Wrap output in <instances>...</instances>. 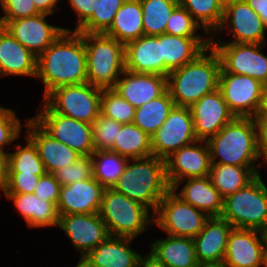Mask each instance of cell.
<instances>
[{"instance_id": "6da1fadb", "label": "cell", "mask_w": 267, "mask_h": 267, "mask_svg": "<svg viewBox=\"0 0 267 267\" xmlns=\"http://www.w3.org/2000/svg\"><path fill=\"white\" fill-rule=\"evenodd\" d=\"M84 33L64 30L37 57V74L44 84L43 98L53 89L64 85L88 82Z\"/></svg>"}, {"instance_id": "7a4b0ae2", "label": "cell", "mask_w": 267, "mask_h": 267, "mask_svg": "<svg viewBox=\"0 0 267 267\" xmlns=\"http://www.w3.org/2000/svg\"><path fill=\"white\" fill-rule=\"evenodd\" d=\"M220 70V57L210 45L194 61L171 71L167 90L175 105L190 108L205 94L218 89Z\"/></svg>"}, {"instance_id": "3957f363", "label": "cell", "mask_w": 267, "mask_h": 267, "mask_svg": "<svg viewBox=\"0 0 267 267\" xmlns=\"http://www.w3.org/2000/svg\"><path fill=\"white\" fill-rule=\"evenodd\" d=\"M112 188L143 204L154 214L159 202L171 189L166 178L165 160L154 155L128 159Z\"/></svg>"}, {"instance_id": "277c9868", "label": "cell", "mask_w": 267, "mask_h": 267, "mask_svg": "<svg viewBox=\"0 0 267 267\" xmlns=\"http://www.w3.org/2000/svg\"><path fill=\"white\" fill-rule=\"evenodd\" d=\"M206 142L211 163L262 167V162L256 166L259 155L254 118L235 117Z\"/></svg>"}, {"instance_id": "5b68a950", "label": "cell", "mask_w": 267, "mask_h": 267, "mask_svg": "<svg viewBox=\"0 0 267 267\" xmlns=\"http://www.w3.org/2000/svg\"><path fill=\"white\" fill-rule=\"evenodd\" d=\"M84 46L88 82L113 88L125 70V45L105 33H84Z\"/></svg>"}, {"instance_id": "8992f818", "label": "cell", "mask_w": 267, "mask_h": 267, "mask_svg": "<svg viewBox=\"0 0 267 267\" xmlns=\"http://www.w3.org/2000/svg\"><path fill=\"white\" fill-rule=\"evenodd\" d=\"M98 213L110 236L135 239L154 225L153 213L147 207L113 188L104 189Z\"/></svg>"}, {"instance_id": "52a82bcc", "label": "cell", "mask_w": 267, "mask_h": 267, "mask_svg": "<svg viewBox=\"0 0 267 267\" xmlns=\"http://www.w3.org/2000/svg\"><path fill=\"white\" fill-rule=\"evenodd\" d=\"M221 217L234 228L267 233V186L260 174L224 198Z\"/></svg>"}, {"instance_id": "ba28073f", "label": "cell", "mask_w": 267, "mask_h": 267, "mask_svg": "<svg viewBox=\"0 0 267 267\" xmlns=\"http://www.w3.org/2000/svg\"><path fill=\"white\" fill-rule=\"evenodd\" d=\"M102 88L89 82L64 85L50 91L43 102L54 112L93 124L100 115Z\"/></svg>"}, {"instance_id": "9c48e42d", "label": "cell", "mask_w": 267, "mask_h": 267, "mask_svg": "<svg viewBox=\"0 0 267 267\" xmlns=\"http://www.w3.org/2000/svg\"><path fill=\"white\" fill-rule=\"evenodd\" d=\"M209 218L206 213L183 201L170 189L153 214V224L168 235L193 239Z\"/></svg>"}, {"instance_id": "30bf717a", "label": "cell", "mask_w": 267, "mask_h": 267, "mask_svg": "<svg viewBox=\"0 0 267 267\" xmlns=\"http://www.w3.org/2000/svg\"><path fill=\"white\" fill-rule=\"evenodd\" d=\"M31 117L53 139L62 142L81 156H92L94 145L92 124L54 113L44 102Z\"/></svg>"}, {"instance_id": "8fae6325", "label": "cell", "mask_w": 267, "mask_h": 267, "mask_svg": "<svg viewBox=\"0 0 267 267\" xmlns=\"http://www.w3.org/2000/svg\"><path fill=\"white\" fill-rule=\"evenodd\" d=\"M218 53L221 67L228 73L247 75L267 84V56L261 51L264 44L210 43Z\"/></svg>"}, {"instance_id": "7c38bea8", "label": "cell", "mask_w": 267, "mask_h": 267, "mask_svg": "<svg viewBox=\"0 0 267 267\" xmlns=\"http://www.w3.org/2000/svg\"><path fill=\"white\" fill-rule=\"evenodd\" d=\"M230 29L233 40L216 39L223 29ZM267 26L259 15L245 0H234L224 8L222 24L216 31L219 35L211 37V43H257L266 44L265 33ZM221 32V33H220Z\"/></svg>"}, {"instance_id": "4fadbf2b", "label": "cell", "mask_w": 267, "mask_h": 267, "mask_svg": "<svg viewBox=\"0 0 267 267\" xmlns=\"http://www.w3.org/2000/svg\"><path fill=\"white\" fill-rule=\"evenodd\" d=\"M262 87L263 84L252 77L228 73L221 67L218 88L235 117H256Z\"/></svg>"}, {"instance_id": "5bb4252c", "label": "cell", "mask_w": 267, "mask_h": 267, "mask_svg": "<svg viewBox=\"0 0 267 267\" xmlns=\"http://www.w3.org/2000/svg\"><path fill=\"white\" fill-rule=\"evenodd\" d=\"M195 141L197 138L190 108L175 106L151 136L152 154L165 160L173 152Z\"/></svg>"}, {"instance_id": "9a60e30c", "label": "cell", "mask_w": 267, "mask_h": 267, "mask_svg": "<svg viewBox=\"0 0 267 267\" xmlns=\"http://www.w3.org/2000/svg\"><path fill=\"white\" fill-rule=\"evenodd\" d=\"M267 233L255 229L233 228L223 259L226 267H265Z\"/></svg>"}, {"instance_id": "2e32d148", "label": "cell", "mask_w": 267, "mask_h": 267, "mask_svg": "<svg viewBox=\"0 0 267 267\" xmlns=\"http://www.w3.org/2000/svg\"><path fill=\"white\" fill-rule=\"evenodd\" d=\"M210 165L207 142L197 140L181 147L165 159L167 182L171 188L180 180L208 176Z\"/></svg>"}, {"instance_id": "e0dca14e", "label": "cell", "mask_w": 267, "mask_h": 267, "mask_svg": "<svg viewBox=\"0 0 267 267\" xmlns=\"http://www.w3.org/2000/svg\"><path fill=\"white\" fill-rule=\"evenodd\" d=\"M58 228L79 250L80 259L110 236L99 213L59 215Z\"/></svg>"}, {"instance_id": "ac0fdd59", "label": "cell", "mask_w": 267, "mask_h": 267, "mask_svg": "<svg viewBox=\"0 0 267 267\" xmlns=\"http://www.w3.org/2000/svg\"><path fill=\"white\" fill-rule=\"evenodd\" d=\"M40 13L35 16L8 21L3 27L37 57L43 53L64 30L69 28L50 25Z\"/></svg>"}, {"instance_id": "d6986e66", "label": "cell", "mask_w": 267, "mask_h": 267, "mask_svg": "<svg viewBox=\"0 0 267 267\" xmlns=\"http://www.w3.org/2000/svg\"><path fill=\"white\" fill-rule=\"evenodd\" d=\"M197 140L207 141L235 116L229 110L220 89L205 94L190 107Z\"/></svg>"}, {"instance_id": "ffe728a7", "label": "cell", "mask_w": 267, "mask_h": 267, "mask_svg": "<svg viewBox=\"0 0 267 267\" xmlns=\"http://www.w3.org/2000/svg\"><path fill=\"white\" fill-rule=\"evenodd\" d=\"M105 187L94 177L60 187L59 215L98 213Z\"/></svg>"}, {"instance_id": "44dd1931", "label": "cell", "mask_w": 267, "mask_h": 267, "mask_svg": "<svg viewBox=\"0 0 267 267\" xmlns=\"http://www.w3.org/2000/svg\"><path fill=\"white\" fill-rule=\"evenodd\" d=\"M121 76L112 89L135 108L161 96L167 90V77L165 76L134 73L126 69Z\"/></svg>"}, {"instance_id": "7402d4cb", "label": "cell", "mask_w": 267, "mask_h": 267, "mask_svg": "<svg viewBox=\"0 0 267 267\" xmlns=\"http://www.w3.org/2000/svg\"><path fill=\"white\" fill-rule=\"evenodd\" d=\"M125 69L134 73L164 76L161 35L146 36L125 44Z\"/></svg>"}, {"instance_id": "603a6c76", "label": "cell", "mask_w": 267, "mask_h": 267, "mask_svg": "<svg viewBox=\"0 0 267 267\" xmlns=\"http://www.w3.org/2000/svg\"><path fill=\"white\" fill-rule=\"evenodd\" d=\"M27 135L36 145L47 173L73 164L80 154L62 142L53 139L31 117L26 118Z\"/></svg>"}, {"instance_id": "cb8c5ba5", "label": "cell", "mask_w": 267, "mask_h": 267, "mask_svg": "<svg viewBox=\"0 0 267 267\" xmlns=\"http://www.w3.org/2000/svg\"><path fill=\"white\" fill-rule=\"evenodd\" d=\"M37 56L0 26V78L30 76L36 78Z\"/></svg>"}, {"instance_id": "d4e9b609", "label": "cell", "mask_w": 267, "mask_h": 267, "mask_svg": "<svg viewBox=\"0 0 267 267\" xmlns=\"http://www.w3.org/2000/svg\"><path fill=\"white\" fill-rule=\"evenodd\" d=\"M233 228L222 217H210L204 228L193 238L198 263L223 261Z\"/></svg>"}, {"instance_id": "484cf974", "label": "cell", "mask_w": 267, "mask_h": 267, "mask_svg": "<svg viewBox=\"0 0 267 267\" xmlns=\"http://www.w3.org/2000/svg\"><path fill=\"white\" fill-rule=\"evenodd\" d=\"M133 240L109 236L81 259L88 267H136L140 254L130 247Z\"/></svg>"}, {"instance_id": "4316f807", "label": "cell", "mask_w": 267, "mask_h": 267, "mask_svg": "<svg viewBox=\"0 0 267 267\" xmlns=\"http://www.w3.org/2000/svg\"><path fill=\"white\" fill-rule=\"evenodd\" d=\"M185 181L184 187H182V190L178 193V187ZM171 189L183 201L203 211L209 217H221L224 198L213 186L209 176L187 178L177 181Z\"/></svg>"}, {"instance_id": "83f0119b", "label": "cell", "mask_w": 267, "mask_h": 267, "mask_svg": "<svg viewBox=\"0 0 267 267\" xmlns=\"http://www.w3.org/2000/svg\"><path fill=\"white\" fill-rule=\"evenodd\" d=\"M211 43L210 37H180L161 35V51L164 58V76L186 63L194 61Z\"/></svg>"}, {"instance_id": "f1b7e54d", "label": "cell", "mask_w": 267, "mask_h": 267, "mask_svg": "<svg viewBox=\"0 0 267 267\" xmlns=\"http://www.w3.org/2000/svg\"><path fill=\"white\" fill-rule=\"evenodd\" d=\"M4 196L13 201L29 228L58 227L59 214L53 202L40 199L34 193H4Z\"/></svg>"}, {"instance_id": "f546056e", "label": "cell", "mask_w": 267, "mask_h": 267, "mask_svg": "<svg viewBox=\"0 0 267 267\" xmlns=\"http://www.w3.org/2000/svg\"><path fill=\"white\" fill-rule=\"evenodd\" d=\"M150 251L165 267H197L192 238L168 235L151 243Z\"/></svg>"}, {"instance_id": "4dcf8cb0", "label": "cell", "mask_w": 267, "mask_h": 267, "mask_svg": "<svg viewBox=\"0 0 267 267\" xmlns=\"http://www.w3.org/2000/svg\"><path fill=\"white\" fill-rule=\"evenodd\" d=\"M142 16L140 0H126L105 34L114 37L124 45L136 40L144 35Z\"/></svg>"}, {"instance_id": "1f68e13d", "label": "cell", "mask_w": 267, "mask_h": 267, "mask_svg": "<svg viewBox=\"0 0 267 267\" xmlns=\"http://www.w3.org/2000/svg\"><path fill=\"white\" fill-rule=\"evenodd\" d=\"M261 168L211 163L208 176L219 194L225 198L248 184Z\"/></svg>"}, {"instance_id": "d6a6232c", "label": "cell", "mask_w": 267, "mask_h": 267, "mask_svg": "<svg viewBox=\"0 0 267 267\" xmlns=\"http://www.w3.org/2000/svg\"><path fill=\"white\" fill-rule=\"evenodd\" d=\"M175 106V102L166 90L161 96L136 108L133 123L151 137Z\"/></svg>"}, {"instance_id": "836d02e7", "label": "cell", "mask_w": 267, "mask_h": 267, "mask_svg": "<svg viewBox=\"0 0 267 267\" xmlns=\"http://www.w3.org/2000/svg\"><path fill=\"white\" fill-rule=\"evenodd\" d=\"M112 152L127 159L151 156V137L134 123L123 124L114 141Z\"/></svg>"}, {"instance_id": "e575fe53", "label": "cell", "mask_w": 267, "mask_h": 267, "mask_svg": "<svg viewBox=\"0 0 267 267\" xmlns=\"http://www.w3.org/2000/svg\"><path fill=\"white\" fill-rule=\"evenodd\" d=\"M203 28L204 35L216 36V31L222 24L224 8L218 0H177ZM214 34V35H213Z\"/></svg>"}, {"instance_id": "d590c367", "label": "cell", "mask_w": 267, "mask_h": 267, "mask_svg": "<svg viewBox=\"0 0 267 267\" xmlns=\"http://www.w3.org/2000/svg\"><path fill=\"white\" fill-rule=\"evenodd\" d=\"M143 16V30L146 36H158L165 33L167 21L177 0H140Z\"/></svg>"}, {"instance_id": "8d00e7d4", "label": "cell", "mask_w": 267, "mask_h": 267, "mask_svg": "<svg viewBox=\"0 0 267 267\" xmlns=\"http://www.w3.org/2000/svg\"><path fill=\"white\" fill-rule=\"evenodd\" d=\"M128 159L112 151H96L92 154L93 177L105 188H112L116 183Z\"/></svg>"}, {"instance_id": "74e56055", "label": "cell", "mask_w": 267, "mask_h": 267, "mask_svg": "<svg viewBox=\"0 0 267 267\" xmlns=\"http://www.w3.org/2000/svg\"><path fill=\"white\" fill-rule=\"evenodd\" d=\"M26 146L15 145L16 151L8 152V173L45 175L44 164L34 142L25 135Z\"/></svg>"}, {"instance_id": "f35d334b", "label": "cell", "mask_w": 267, "mask_h": 267, "mask_svg": "<svg viewBox=\"0 0 267 267\" xmlns=\"http://www.w3.org/2000/svg\"><path fill=\"white\" fill-rule=\"evenodd\" d=\"M126 0H94L92 16L77 30L80 33H105Z\"/></svg>"}, {"instance_id": "ab89813d", "label": "cell", "mask_w": 267, "mask_h": 267, "mask_svg": "<svg viewBox=\"0 0 267 267\" xmlns=\"http://www.w3.org/2000/svg\"><path fill=\"white\" fill-rule=\"evenodd\" d=\"M133 107L115 90L102 89L100 114L119 122L120 124L133 123L135 115Z\"/></svg>"}, {"instance_id": "60d3db41", "label": "cell", "mask_w": 267, "mask_h": 267, "mask_svg": "<svg viewBox=\"0 0 267 267\" xmlns=\"http://www.w3.org/2000/svg\"><path fill=\"white\" fill-rule=\"evenodd\" d=\"M121 126L119 122L100 114L92 124L94 152L112 151Z\"/></svg>"}, {"instance_id": "b9f144b4", "label": "cell", "mask_w": 267, "mask_h": 267, "mask_svg": "<svg viewBox=\"0 0 267 267\" xmlns=\"http://www.w3.org/2000/svg\"><path fill=\"white\" fill-rule=\"evenodd\" d=\"M200 28L192 15L178 4L167 21L165 33L180 37H204L197 34Z\"/></svg>"}, {"instance_id": "7bdbcfd3", "label": "cell", "mask_w": 267, "mask_h": 267, "mask_svg": "<svg viewBox=\"0 0 267 267\" xmlns=\"http://www.w3.org/2000/svg\"><path fill=\"white\" fill-rule=\"evenodd\" d=\"M61 186L93 177L92 156H80L73 164L52 173Z\"/></svg>"}, {"instance_id": "ee69618b", "label": "cell", "mask_w": 267, "mask_h": 267, "mask_svg": "<svg viewBox=\"0 0 267 267\" xmlns=\"http://www.w3.org/2000/svg\"><path fill=\"white\" fill-rule=\"evenodd\" d=\"M21 121L11 108L0 105V151H5V145H10L20 136Z\"/></svg>"}, {"instance_id": "f6af8a7d", "label": "cell", "mask_w": 267, "mask_h": 267, "mask_svg": "<svg viewBox=\"0 0 267 267\" xmlns=\"http://www.w3.org/2000/svg\"><path fill=\"white\" fill-rule=\"evenodd\" d=\"M4 15L0 16L1 26L10 20H17L40 14L33 0H0Z\"/></svg>"}, {"instance_id": "bcb514c9", "label": "cell", "mask_w": 267, "mask_h": 267, "mask_svg": "<svg viewBox=\"0 0 267 267\" xmlns=\"http://www.w3.org/2000/svg\"><path fill=\"white\" fill-rule=\"evenodd\" d=\"M43 175L8 173V182L4 193H34Z\"/></svg>"}, {"instance_id": "7dc6e473", "label": "cell", "mask_w": 267, "mask_h": 267, "mask_svg": "<svg viewBox=\"0 0 267 267\" xmlns=\"http://www.w3.org/2000/svg\"><path fill=\"white\" fill-rule=\"evenodd\" d=\"M60 183L52 173H46L40 177L39 183L34 190V194L43 200L53 202L56 206L60 198Z\"/></svg>"}, {"instance_id": "c3c4849f", "label": "cell", "mask_w": 267, "mask_h": 267, "mask_svg": "<svg viewBox=\"0 0 267 267\" xmlns=\"http://www.w3.org/2000/svg\"><path fill=\"white\" fill-rule=\"evenodd\" d=\"M68 2L77 15V27L74 29L77 31L92 16L94 0H68Z\"/></svg>"}, {"instance_id": "681fc988", "label": "cell", "mask_w": 267, "mask_h": 267, "mask_svg": "<svg viewBox=\"0 0 267 267\" xmlns=\"http://www.w3.org/2000/svg\"><path fill=\"white\" fill-rule=\"evenodd\" d=\"M254 122L257 130V151L259 159L264 157V163H267V118L255 117Z\"/></svg>"}, {"instance_id": "f907efd6", "label": "cell", "mask_w": 267, "mask_h": 267, "mask_svg": "<svg viewBox=\"0 0 267 267\" xmlns=\"http://www.w3.org/2000/svg\"><path fill=\"white\" fill-rule=\"evenodd\" d=\"M8 182V152L0 151V192L6 189Z\"/></svg>"}, {"instance_id": "816d5d0a", "label": "cell", "mask_w": 267, "mask_h": 267, "mask_svg": "<svg viewBox=\"0 0 267 267\" xmlns=\"http://www.w3.org/2000/svg\"><path fill=\"white\" fill-rule=\"evenodd\" d=\"M267 26V0H245Z\"/></svg>"}, {"instance_id": "f5cc1de1", "label": "cell", "mask_w": 267, "mask_h": 267, "mask_svg": "<svg viewBox=\"0 0 267 267\" xmlns=\"http://www.w3.org/2000/svg\"><path fill=\"white\" fill-rule=\"evenodd\" d=\"M136 267H165L162 262H160L155 255L150 251L147 256L138 257Z\"/></svg>"}, {"instance_id": "db71d44e", "label": "cell", "mask_w": 267, "mask_h": 267, "mask_svg": "<svg viewBox=\"0 0 267 267\" xmlns=\"http://www.w3.org/2000/svg\"><path fill=\"white\" fill-rule=\"evenodd\" d=\"M59 1L60 0H33L37 9L41 13L48 15H52L56 9H60V8H54L56 7Z\"/></svg>"}, {"instance_id": "11a10c76", "label": "cell", "mask_w": 267, "mask_h": 267, "mask_svg": "<svg viewBox=\"0 0 267 267\" xmlns=\"http://www.w3.org/2000/svg\"><path fill=\"white\" fill-rule=\"evenodd\" d=\"M256 117L267 118V84L263 85L261 90V101Z\"/></svg>"}, {"instance_id": "9f6ffc18", "label": "cell", "mask_w": 267, "mask_h": 267, "mask_svg": "<svg viewBox=\"0 0 267 267\" xmlns=\"http://www.w3.org/2000/svg\"><path fill=\"white\" fill-rule=\"evenodd\" d=\"M197 267H226L223 261L199 263Z\"/></svg>"}, {"instance_id": "6f0895ef", "label": "cell", "mask_w": 267, "mask_h": 267, "mask_svg": "<svg viewBox=\"0 0 267 267\" xmlns=\"http://www.w3.org/2000/svg\"><path fill=\"white\" fill-rule=\"evenodd\" d=\"M234 0H218V2L225 8L227 5L231 4Z\"/></svg>"}, {"instance_id": "680465c9", "label": "cell", "mask_w": 267, "mask_h": 267, "mask_svg": "<svg viewBox=\"0 0 267 267\" xmlns=\"http://www.w3.org/2000/svg\"><path fill=\"white\" fill-rule=\"evenodd\" d=\"M74 267H88L82 259H80L76 266Z\"/></svg>"}, {"instance_id": "91938a15", "label": "cell", "mask_w": 267, "mask_h": 267, "mask_svg": "<svg viewBox=\"0 0 267 267\" xmlns=\"http://www.w3.org/2000/svg\"><path fill=\"white\" fill-rule=\"evenodd\" d=\"M265 267H267V256H266V262H265Z\"/></svg>"}]
</instances>
